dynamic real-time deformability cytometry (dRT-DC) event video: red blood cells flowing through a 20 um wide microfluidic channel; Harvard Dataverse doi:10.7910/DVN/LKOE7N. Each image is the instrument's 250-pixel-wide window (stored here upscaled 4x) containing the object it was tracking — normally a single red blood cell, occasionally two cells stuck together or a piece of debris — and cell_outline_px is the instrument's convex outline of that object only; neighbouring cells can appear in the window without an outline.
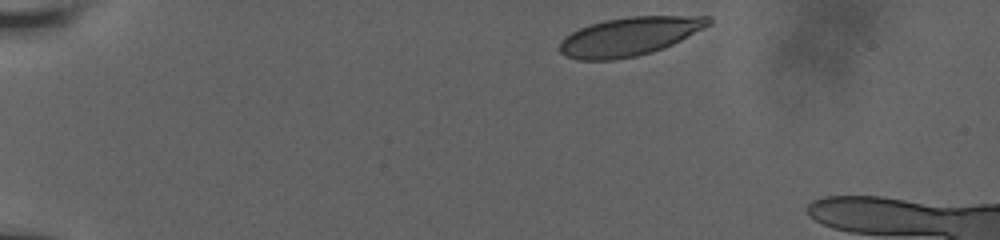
{"species": "human", "species_latin": "Homo sapiens", "temperature_condition": "room temperature", "stored_images_in_passage": 11, "camera_frame_rate_fps": 3000, "um_per_image_px": 0.085, "donor": {"sex": "male"}, "frame": {"image": 1, "passage_image": 1, "time_ms": 0.0, "image_size_px": [1000, 240], "cell_outline_px": [[712, 24], [672, 44], [652, 52], [636, 56], [616, 60], [576, 60], [560, 52], [560, 40], [564, 36], [580, 28], [604, 20], [628, 16], [712, 16]], "centroid_in_image_um": [53.5, 3.09], "position_along_channel_um": 31.5, "area_um2": 33.41}}
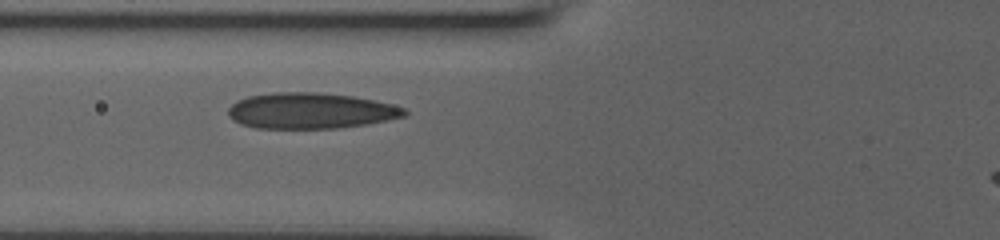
{"frame": {"image": 2, "passage_image": 10, "time_ms": 4.0, "image_size_px": [1000, 240], "cell_outline_px": [[408, 116], [368, 124], [336, 128], [256, 128], [240, 124], [232, 120], [228, 116], [228, 108], [236, 100], [248, 96], [276, 92], [320, 92], [352, 96], [372, 100], [404, 108], [408, 112]], "centroid_in_image_um": [26.37, 9.42], "position_along_channel_um": 99.4, "area_um2": 36.93}}
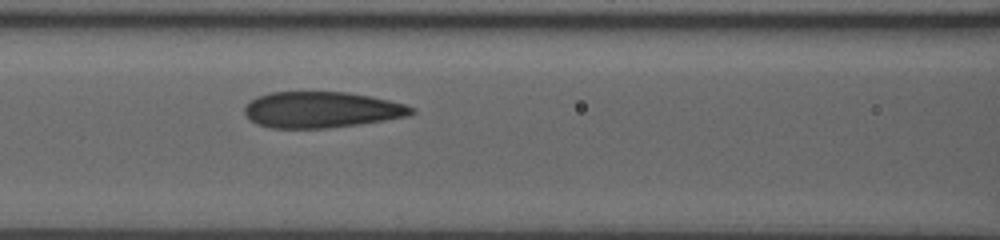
{"frame": {"image": 3, "passage_image": 11, "time_ms": 5.0, "image_size_px": [1000, 240], "cell_outline_px": [[416, 112], [408, 116], [384, 120], [328, 128], [272, 128], [256, 124], [244, 112], [244, 108], [256, 96], [272, 92], [348, 92], [388, 100], [404, 104], [416, 108]], "centroid_in_image_um": [27.34, 9.33], "position_along_channel_um": 139.3, "area_um2": 34.85}}